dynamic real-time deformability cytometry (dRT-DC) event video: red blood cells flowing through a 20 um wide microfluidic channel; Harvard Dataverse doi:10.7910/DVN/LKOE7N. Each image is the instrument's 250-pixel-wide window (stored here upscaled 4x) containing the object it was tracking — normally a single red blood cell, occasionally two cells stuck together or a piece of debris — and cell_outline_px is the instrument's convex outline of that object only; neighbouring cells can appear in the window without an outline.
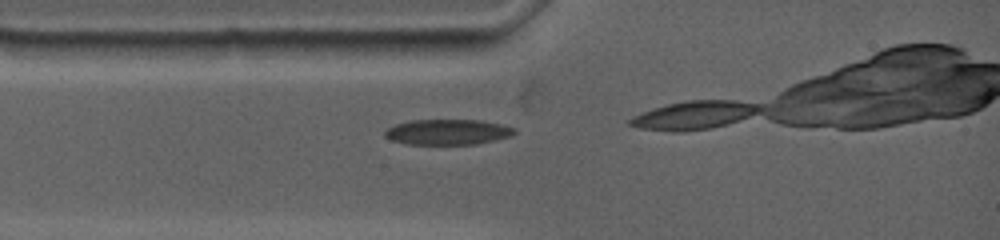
{"species": "common noctule bat (a hibernating species)", "species_latin": "Nyctalus noctula", "temperature_condition": "warm", "stored_images_in_passage": 3, "camera_frame_rate_fps": 4500, "um_per_image_px": 0.085, "animal": {"sex": "female", "body_mass_g": 19.0, "forearm_length_mm": 53.3}, "frame": {"image": 1, "passage_image": 1, "time_ms": 0.0, "image_size_px": [1000, 240], "cell_outline_px": [[516, 132], [512, 136], [476, 144], [408, 144], [392, 140], [384, 136], [384, 132], [388, 128], [396, 124], [412, 120], [480, 120], [504, 124], [516, 128]], "centroid_in_image_um": [38.1, 11.21], "position_along_channel_um": 46.9, "area_um2": 19.25}}